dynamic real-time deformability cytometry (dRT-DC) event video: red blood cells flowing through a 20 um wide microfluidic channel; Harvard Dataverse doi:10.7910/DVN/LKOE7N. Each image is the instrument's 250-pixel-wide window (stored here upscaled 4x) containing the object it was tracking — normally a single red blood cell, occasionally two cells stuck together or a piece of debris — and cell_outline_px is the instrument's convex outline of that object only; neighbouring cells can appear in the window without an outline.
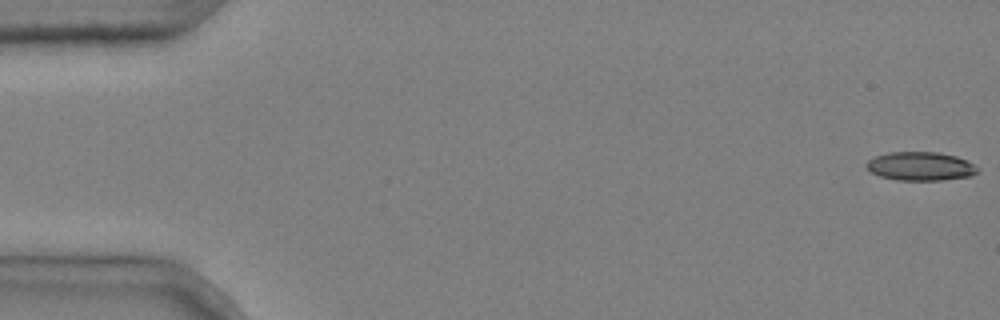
{"species": "common noctule bat (a hibernating species)", "species_latin": "Nyctalus noctula", "temperature_condition": "cold", "stored_images_in_passage": 6, "segment_of_instrument_passage": [1, 2], "camera_frame_rate_fps": 3000, "um_per_image_px": 0.085, "animal": {"sex": "male", "body_mass_g": 20.4}, "frame": {"image": 1, "passage_image": 1, "time_ms": 0.0, "image_size_px": [1000, 320], "cell_outline_px": [[980, 168], [972, 176], [940, 180], [896, 180], [880, 176], [872, 172], [864, 164], [868, 160], [876, 156], [888, 152], [940, 152], [956, 156], [968, 160]], "centroid_in_image_um": [78.27, 14.12], "position_along_channel_um": 6.7, "area_um2": 18.67}}
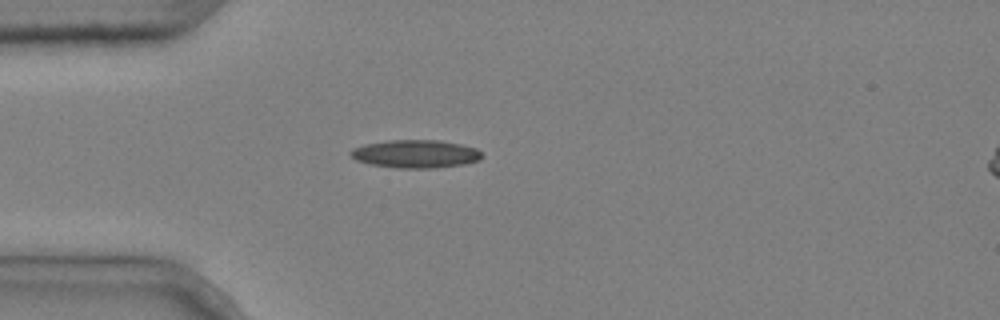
{"frame": {"image": 2, "passage_image": 5, "time_ms": 1.333, "image_size_px": [1000, 320], "cell_outline_px": [[480, 160], [464, 164], [436, 168], [396, 168], [372, 164], [356, 160], [348, 152], [352, 148], [364, 144], [388, 140], [440, 140], [460, 144], [476, 148], [480, 152]], "centroid_in_image_um": [35.3, 13.08], "position_along_channel_um": 49.7, "area_um2": 21.44}}